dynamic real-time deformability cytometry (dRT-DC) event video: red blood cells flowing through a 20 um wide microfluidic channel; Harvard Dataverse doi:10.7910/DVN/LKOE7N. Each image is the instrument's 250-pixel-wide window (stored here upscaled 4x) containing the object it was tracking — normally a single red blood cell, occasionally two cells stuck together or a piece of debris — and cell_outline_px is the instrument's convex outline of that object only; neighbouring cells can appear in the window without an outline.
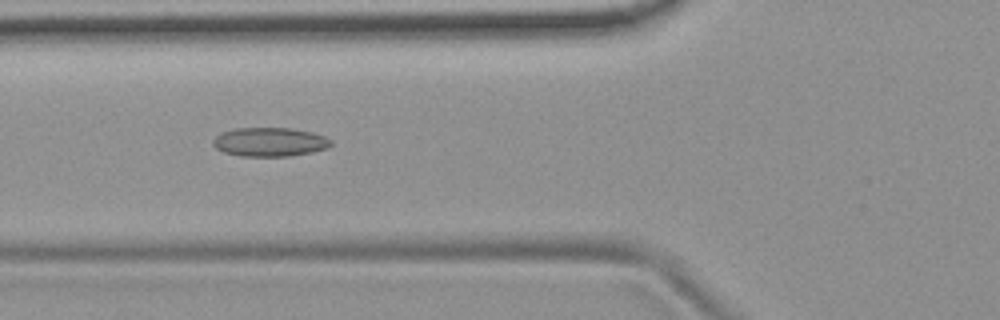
{"species": "common noctule bat (a hibernating species)", "species_latin": "Nyctalus noctula", "temperature_condition": "room temperature", "stored_images_in_passage": 49, "camera_frame_rate_fps": 3000, "um_per_image_px": 0.085, "animal": {"sex": "female", "body_mass_g": 19.9}, "frame": {"image": 1, "passage_image": 18, "time_ms": 5.667, "image_size_px": [1000, 320], "cell_outline_px": [[332, 144], [328, 148], [312, 152], [288, 156], [240, 156], [224, 152], [216, 148], [212, 144], [212, 140], [220, 132], [236, 128], [292, 128], [312, 132], [324, 136], [332, 140]], "centroid_in_image_um": [22.92, 12.06], "position_along_channel_um": 102.9, "area_um2": 20.0}}
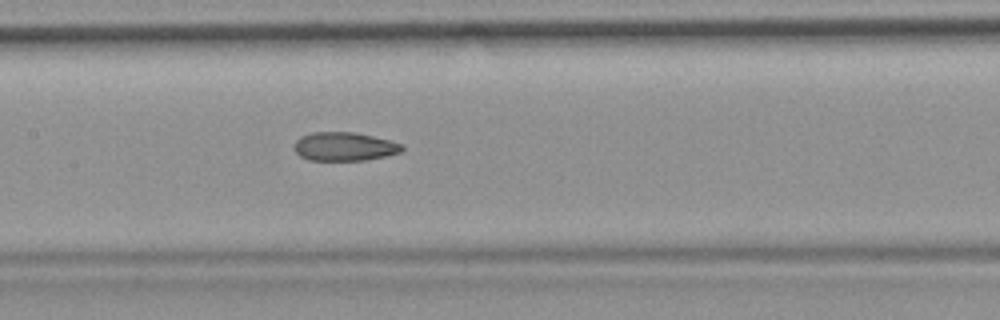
{"frame": {"image": 2, "passage_image": 24, "time_ms": 7.667, "image_size_px": [1000, 320], "cell_outline_px": [[404, 148], [400, 152], [384, 156], [364, 160], [308, 160], [300, 156], [296, 152], [296, 140], [300, 136], [312, 132], [356, 132], [388, 140], [400, 144]], "centroid_in_image_um": [29.24, 12.45], "position_along_channel_um": 178.2, "area_um2": 17.74}}
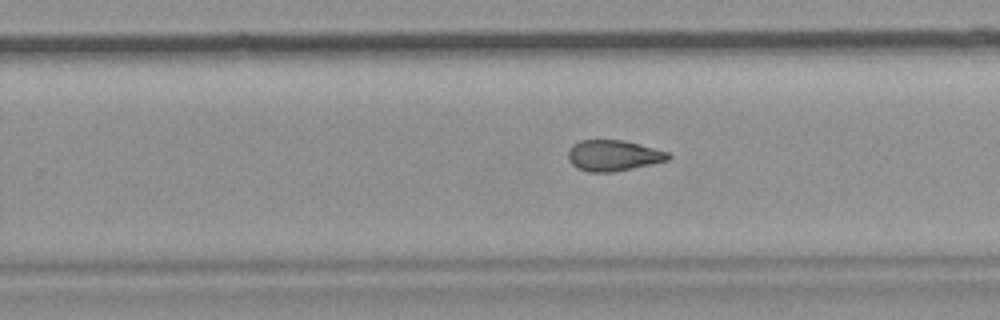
{"frame": {"image": 3, "passage_image": 32, "time_ms": 10.333, "image_size_px": [1000, 320], "cell_outline_px": [[672, 156], [668, 160], [612, 172], [588, 172], [576, 168], [568, 160], [568, 152], [572, 144], [580, 140], [624, 140], [668, 152]], "centroid_in_image_um": [52.09, 13.21], "position_along_channel_um": 277.7, "area_um2": 17.92}, "authors_computed_cell_mechanics": {"area_um2": 18.8428, "velocity_mm_per_s": 3.7523, "shape_relaxation_time_tau1_ms": null, "shape_relaxation_time_tau2_ms": 2.5843, "deformation_change_tau1": null, "deformation_change_tau2": 0.0891}}